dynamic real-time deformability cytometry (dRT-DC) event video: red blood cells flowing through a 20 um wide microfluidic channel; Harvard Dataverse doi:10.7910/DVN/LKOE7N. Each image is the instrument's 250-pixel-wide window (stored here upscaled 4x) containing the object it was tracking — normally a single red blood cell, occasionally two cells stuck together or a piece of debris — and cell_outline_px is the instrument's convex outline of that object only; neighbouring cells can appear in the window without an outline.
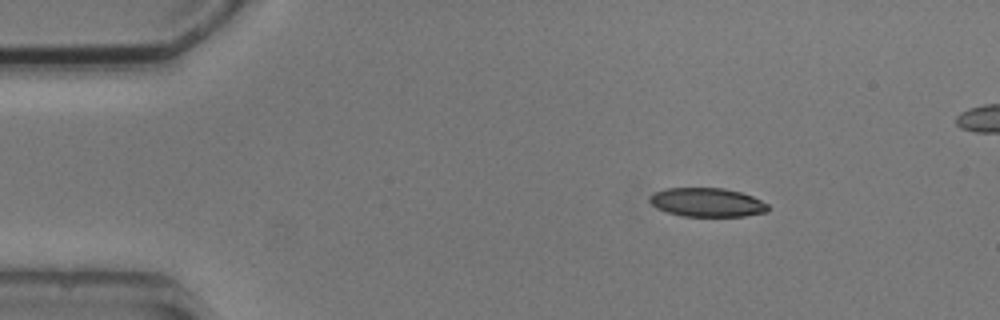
{"species": "common noctule bat (a hibernating species)", "species_latin": "Nyctalus noctula", "temperature_condition": "cold", "stored_images_in_passage": 4, "camera_frame_rate_fps": 3000, "um_per_image_px": 0.085, "animal": {"sex": "male", "body_mass_g": 20.5, "forearm_length_mm": 52.5}, "frame": {"image": 1, "passage_image": 1, "time_ms": 0.0, "image_size_px": [1000, 320], "cell_outline_px": [[768, 212], [744, 216], [684, 216], [668, 212], [656, 208], [648, 200], [648, 196], [664, 188], [724, 188], [740, 192], [752, 196], [768, 204]], "centroid_in_image_um": [60.09, 17.2], "position_along_channel_um": 24.9, "area_um2": 19.88}}